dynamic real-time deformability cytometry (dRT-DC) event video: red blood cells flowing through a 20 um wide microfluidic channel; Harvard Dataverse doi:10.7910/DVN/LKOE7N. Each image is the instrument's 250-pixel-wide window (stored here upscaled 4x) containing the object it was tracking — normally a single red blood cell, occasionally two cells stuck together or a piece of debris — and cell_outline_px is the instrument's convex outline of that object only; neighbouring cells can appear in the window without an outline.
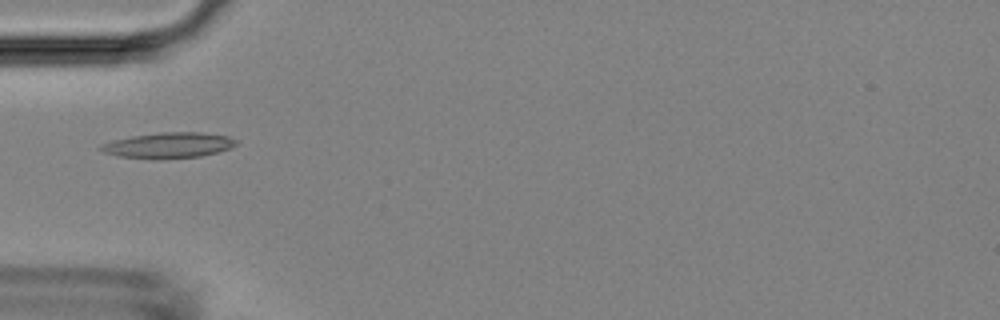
{"species": "Egyptian fruit bat (a non-hibernating species)", "species_latin": "Rousettus aegyptiacus", "temperature_condition": "room temperature", "stored_images_in_passage": 4, "camera_frame_rate_fps": 3000, "um_per_image_px": 0.085, "animal": {"sex": "female"}, "frame": {"image": 1, "passage_image": 3, "time_ms": 2.333, "image_size_px": [1000, 320], "cell_outline_px": [[240, 140], [232, 148], [200, 156], [160, 160], [152, 160], [120, 156], [104, 152], [96, 148], [100, 144], [112, 140], [132, 136], [160, 132], [200, 132], [228, 136]], "centroid_in_image_um": [14.31, 12.36], "position_along_channel_um": 70.7, "area_um2": 20.58}}